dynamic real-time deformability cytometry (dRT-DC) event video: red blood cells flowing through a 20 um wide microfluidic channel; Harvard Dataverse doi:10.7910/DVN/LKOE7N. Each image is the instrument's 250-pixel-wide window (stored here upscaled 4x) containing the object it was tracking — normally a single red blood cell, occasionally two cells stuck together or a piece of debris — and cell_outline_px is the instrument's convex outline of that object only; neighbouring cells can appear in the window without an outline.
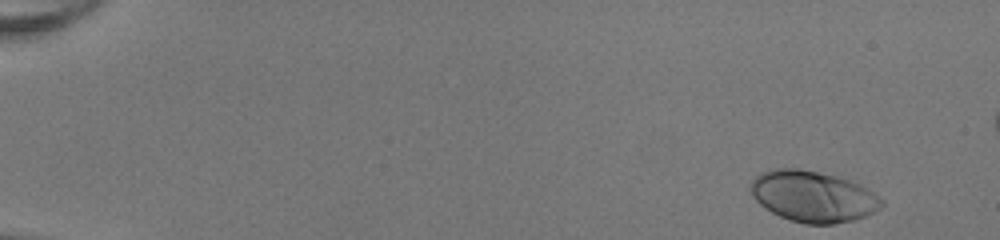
{"species": "human", "species_latin": "Homo sapiens", "temperature_condition": "room temperature", "stored_images_in_passage": 49, "camera_frame_rate_fps": 3000, "um_per_image_px": 0.085, "donor": {"sex": "female"}, "frame": {"image": 1, "passage_image": 1, "time_ms": 0.0, "image_size_px": [1000, 240], "cell_outline_px": [[884, 204], [880, 208], [864, 216], [852, 220], [832, 224], [804, 224], [788, 220], [764, 208], [752, 196], [752, 180], [760, 172], [776, 168], [800, 168], [836, 176], [860, 184], [880, 196], [884, 200]], "centroid_in_image_um": [69.11, 16.69], "position_along_channel_um": 15.9, "area_um2": 38.96}}
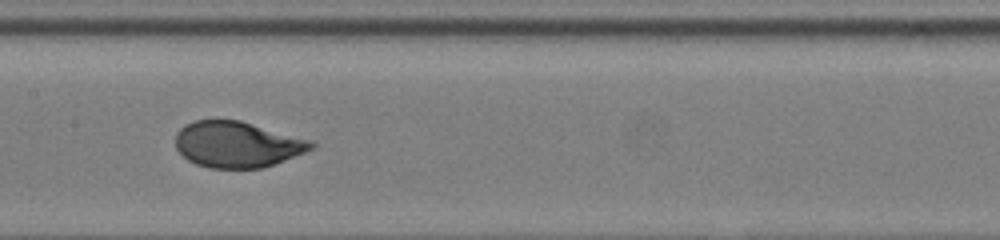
{"frame": {"image": 2, "passage_image": 25, "time_ms": 8.0, "image_size_px": [1000, 240], "cell_outline_px": [[316, 148], [284, 160], [260, 168], [208, 168], [196, 164], [188, 160], [176, 148], [176, 132], [184, 124], [196, 120], [240, 120], [316, 140]], "centroid_in_image_um": [20.21, 12.26], "position_along_channel_um": 187.2, "area_um2": 36.76}}
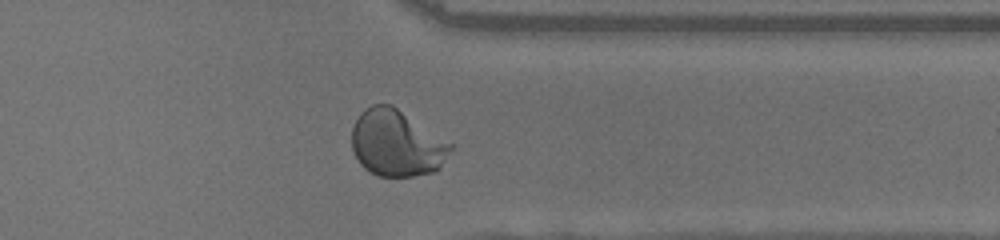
{"frame": {"image": 3, "passage_image": 39, "time_ms": 12.667, "image_size_px": [1000, 240], "cell_outline_px": [[456, 148], [440, 168], [436, 172], [412, 176], [376, 176], [368, 172], [360, 164], [352, 148], [352, 128], [360, 112], [364, 108], [372, 104], [392, 104], [456, 144]], "centroid_in_image_um": [33.78, 12.17], "position_along_channel_um": 377.6, "area_um2": 39.3}}